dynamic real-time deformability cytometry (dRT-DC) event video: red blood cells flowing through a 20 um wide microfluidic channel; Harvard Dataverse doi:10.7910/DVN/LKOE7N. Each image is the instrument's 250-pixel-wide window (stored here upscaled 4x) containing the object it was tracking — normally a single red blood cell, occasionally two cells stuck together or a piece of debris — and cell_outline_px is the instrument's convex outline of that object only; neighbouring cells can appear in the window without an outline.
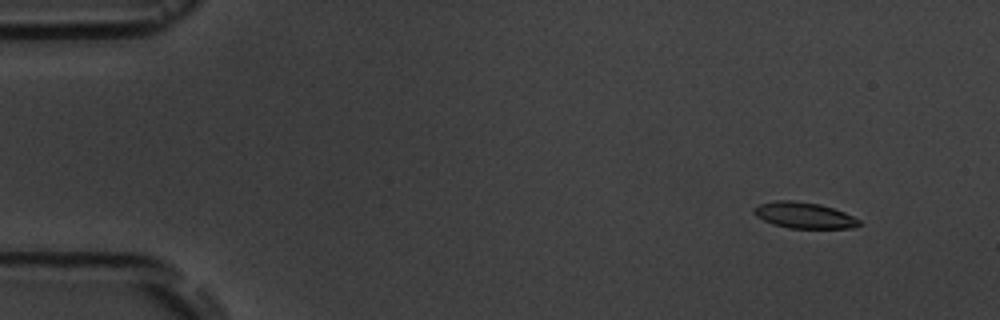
{"species": "common noctule bat (a hibernating species)", "species_latin": "Nyctalus noctula", "temperature_condition": "room temperature", "stored_images_in_passage": 10, "camera_frame_rate_fps": 3000, "um_per_image_px": 0.085, "animal": {"sex": "male", "body_mass_g": 19.5, "forearm_length_mm": 54.6}, "frame": {"image": 1, "passage_image": 1, "time_ms": 0.0, "image_size_px": [1000, 320], "cell_outline_px": [[860, 224], [852, 228], [788, 228], [772, 224], [756, 216], [752, 212], [752, 208], [760, 204], [776, 200], [792, 200], [820, 204], [844, 212], [860, 220]], "centroid_in_image_um": [68.31, 18.3], "position_along_channel_um": 16.7, "area_um2": 15.95}}
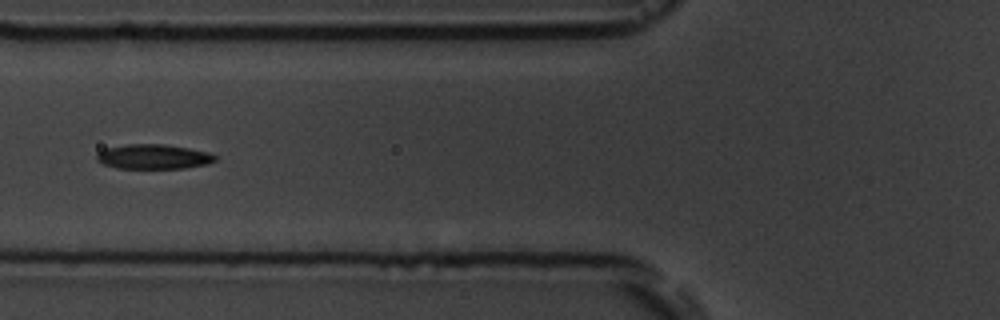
{"frame": {"image": 2, "passage_image": 6, "time_ms": 5.667, "image_size_px": [1000, 320], "cell_outline_px": [[216, 160], [208, 164], [184, 168], [116, 168], [104, 164], [96, 160], [96, 156], [104, 148], [128, 144], [164, 144], [188, 148], [208, 152], [216, 156]], "centroid_in_image_um": [13.04, 13.31], "position_along_channel_um": 112.8, "area_um2": 16.99}}
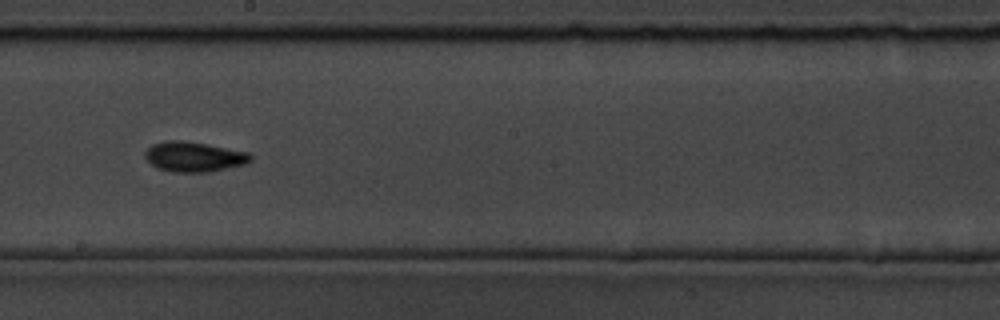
{"frame": {"image": 3, "passage_image": 9, "time_ms": 9.0, "image_size_px": [1000, 320], "cell_outline_px": [[252, 160], [248, 164], [208, 172], [172, 172], [156, 168], [144, 156], [144, 152], [152, 144], [164, 140], [184, 140], [248, 152], [252, 156]], "centroid_in_image_um": [16.48, 13.32], "position_along_channel_um": 231.7, "area_um2": 18.61}}